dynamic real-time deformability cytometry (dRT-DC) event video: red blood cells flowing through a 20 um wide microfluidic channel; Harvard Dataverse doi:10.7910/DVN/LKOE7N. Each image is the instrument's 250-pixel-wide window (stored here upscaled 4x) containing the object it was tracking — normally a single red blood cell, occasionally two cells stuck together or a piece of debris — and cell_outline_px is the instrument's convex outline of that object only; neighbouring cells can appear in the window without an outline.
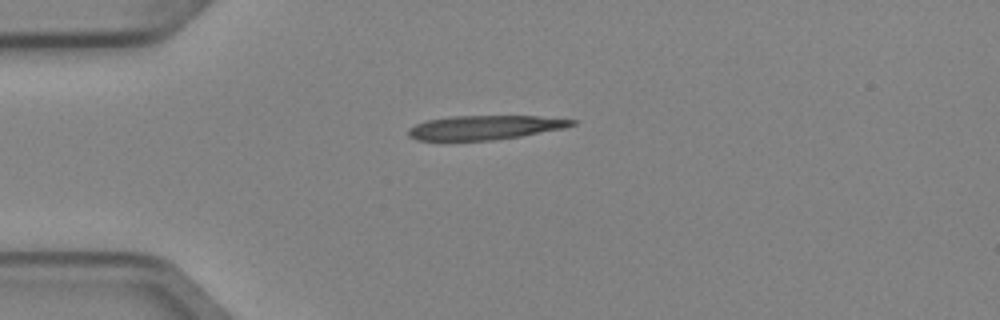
{"species": "Egyptian fruit bat (a non-hibernating species)", "species_latin": "Rousettus aegyptiacus", "temperature_condition": "cold", "stored_images_in_passage": 1, "camera_frame_rate_fps": 3000, "um_per_image_px": 0.085, "animal": {"sex": "female"}, "frame": {"image": 1, "passage_image": 1, "time_ms": 0.0, "image_size_px": [1000, 320], "cell_outline_px": [[576, 124], [564, 128], [520, 136], [492, 140], [416, 140], [408, 136], [408, 128], [416, 124], [428, 120], [452, 116], [536, 116], [576, 120]], "centroid_in_image_um": [41.19, 10.83], "position_along_channel_um": 43.8, "area_um2": 22.83}}